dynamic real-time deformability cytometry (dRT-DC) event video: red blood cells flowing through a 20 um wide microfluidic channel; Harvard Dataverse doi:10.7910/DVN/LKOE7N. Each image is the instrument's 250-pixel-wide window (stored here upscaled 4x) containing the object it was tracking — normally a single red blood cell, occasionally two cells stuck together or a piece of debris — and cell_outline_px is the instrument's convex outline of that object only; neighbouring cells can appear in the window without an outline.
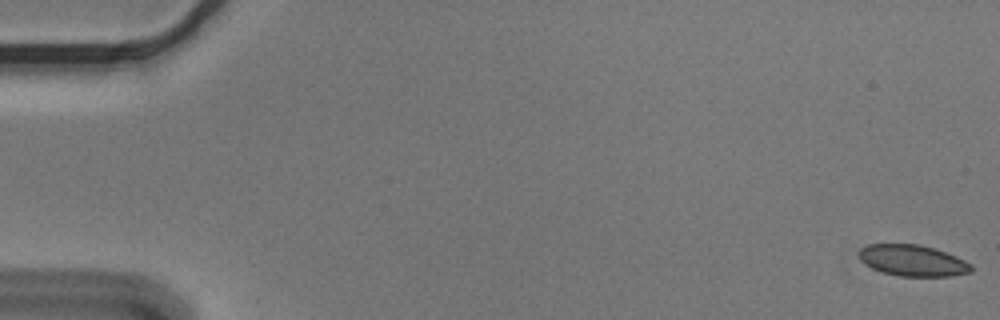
{"species": "Egyptian fruit bat (a non-hibernating species)", "species_latin": "Rousettus aegyptiacus", "temperature_condition": "cold", "stored_images_in_passage": 8, "camera_frame_rate_fps": 3000, "um_per_image_px": 0.085, "animal": {"sex": "male"}, "frame": {"image": 1, "passage_image": 1, "time_ms": 0.0, "image_size_px": [1000, 320], "cell_outline_px": [[972, 272], [952, 276], [900, 276], [884, 272], [872, 268], [864, 264], [856, 256], [856, 252], [860, 248], [868, 244], [920, 244], [956, 256], [972, 264]], "centroid_in_image_um": [77.53, 22.14], "position_along_channel_um": 7.5, "area_um2": 20.58}}
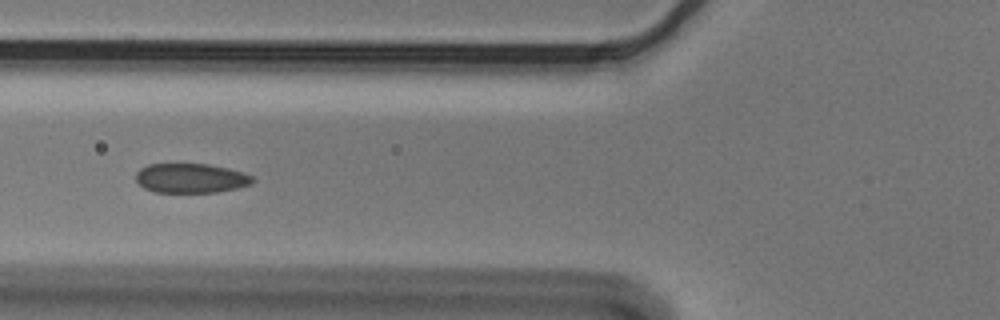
{"frame": {"image": 2, "passage_image": 7, "time_ms": 2.0, "image_size_px": [1000, 320], "cell_outline_px": [[256, 180], [252, 184], [236, 188], [216, 192], [152, 192], [144, 188], [136, 180], [136, 172], [140, 168], [148, 164], [208, 164], [228, 168], [244, 172], [252, 176]], "centroid_in_image_um": [16.23, 15.14], "position_along_channel_um": 109.6, "area_um2": 20.17}}
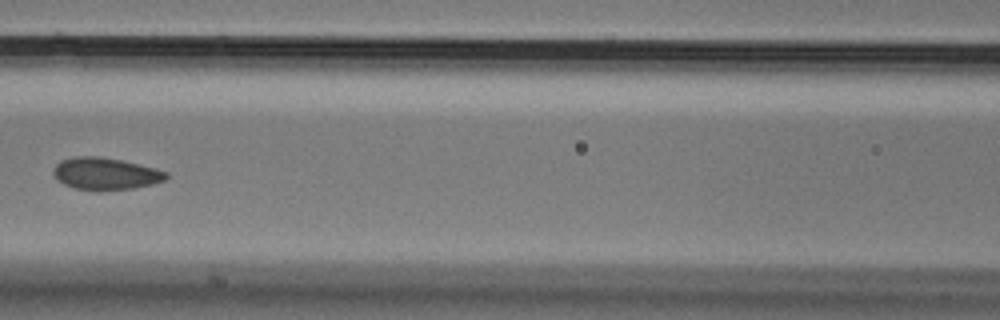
{"frame": {"image": 3, "passage_image": 8, "time_ms": 2.333, "image_size_px": [1000, 320], "cell_outline_px": [[168, 176], [164, 180], [152, 184], [132, 188], [100, 192], [76, 188], [64, 184], [56, 180], [52, 172], [52, 168], [60, 160], [76, 156], [100, 156], [120, 160], [156, 168], [168, 172]], "centroid_in_image_um": [8.93, 14.77], "position_along_channel_um": 157.7, "area_um2": 21.39}}